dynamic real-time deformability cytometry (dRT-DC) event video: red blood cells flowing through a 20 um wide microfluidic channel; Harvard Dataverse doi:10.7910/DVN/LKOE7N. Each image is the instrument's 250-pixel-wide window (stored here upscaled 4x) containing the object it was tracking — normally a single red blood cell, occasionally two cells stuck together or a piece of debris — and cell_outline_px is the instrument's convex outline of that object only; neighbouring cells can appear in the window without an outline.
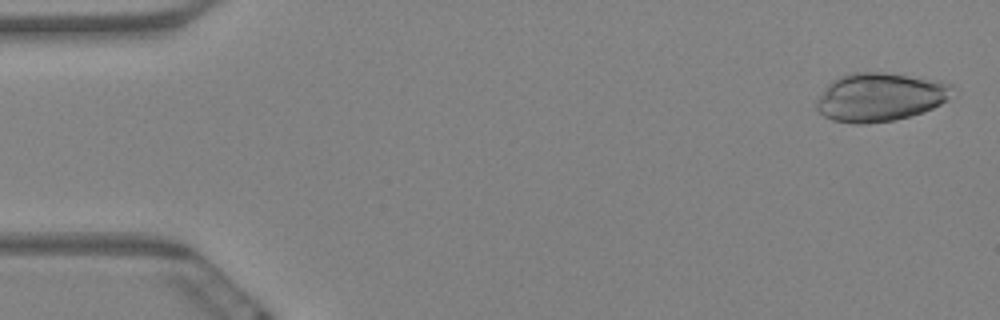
{"species": "Egyptian fruit bat (a non-hibernating species)", "species_latin": "Rousettus aegyptiacus", "temperature_condition": "warm", "stored_images_in_passage": 5, "camera_frame_rate_fps": 3000, "um_per_image_px": 0.085, "animal": {"sex": "female"}, "frame": {"image": 1, "passage_image": 1, "time_ms": 0.0, "image_size_px": [1000, 320], "cell_outline_px": [[952, 88], [948, 100], [932, 108], [908, 116], [892, 120], [868, 124], [852, 124], [832, 120], [824, 116], [816, 108], [816, 100], [828, 84], [832, 80], [848, 72], [884, 72], [940, 80], [952, 84]], "centroid_in_image_um": [74.77, 8.24], "position_along_channel_um": 10.2, "area_um2": 38.49}}